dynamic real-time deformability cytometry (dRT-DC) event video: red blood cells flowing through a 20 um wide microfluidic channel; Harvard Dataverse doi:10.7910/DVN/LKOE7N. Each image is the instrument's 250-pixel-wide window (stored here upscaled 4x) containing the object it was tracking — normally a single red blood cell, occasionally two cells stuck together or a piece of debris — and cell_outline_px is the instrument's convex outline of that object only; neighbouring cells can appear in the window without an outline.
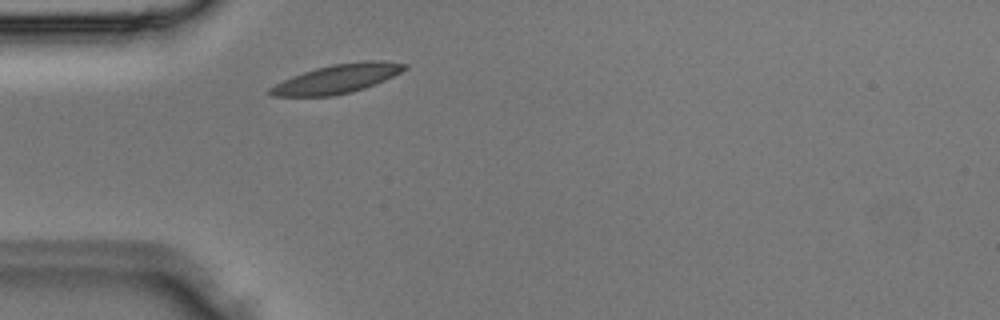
{"species": "Egyptian fruit bat (a non-hibernating species)", "species_latin": "Rousettus aegyptiacus", "temperature_condition": "room temperature", "stored_images_in_passage": 1, "camera_frame_rate_fps": 3000, "um_per_image_px": 0.085, "animal": {"sex": "male"}, "frame": {"image": 1, "passage_image": 1, "time_ms": 0.0, "image_size_px": [1000, 320], "cell_outline_px": [[408, 68], [384, 80], [364, 88], [352, 92], [332, 96], [272, 96], [268, 92], [268, 88], [292, 76], [316, 68], [332, 64], [372, 60], [384, 60], [408, 64]], "centroid_in_image_um": [28.67, 6.69], "position_along_channel_um": 56.3, "area_um2": 22.48}}